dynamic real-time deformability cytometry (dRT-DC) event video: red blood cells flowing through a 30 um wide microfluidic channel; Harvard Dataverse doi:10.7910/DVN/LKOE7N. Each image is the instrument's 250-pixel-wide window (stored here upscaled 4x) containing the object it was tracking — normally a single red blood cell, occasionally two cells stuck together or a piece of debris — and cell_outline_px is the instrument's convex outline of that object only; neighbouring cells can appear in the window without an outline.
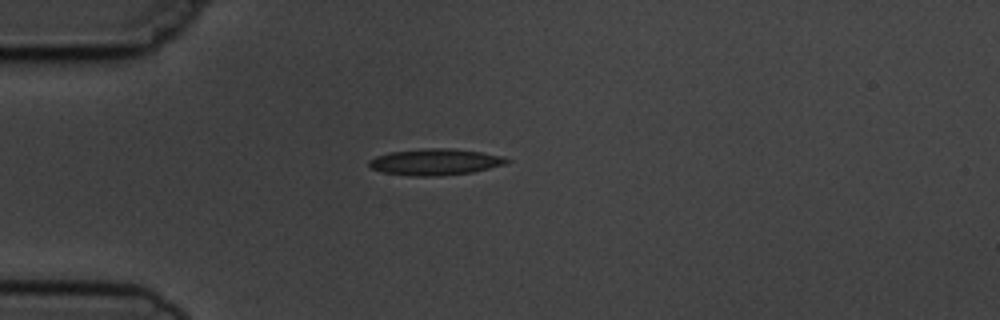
{"species": "common noctule bat (a hibernating species)", "species_latin": "Nyctalus noctula", "temperature_condition": "cold", "stored_images_in_passage": 4, "camera_frame_rate_fps": 3000, "um_per_image_px": 0.085, "animal": {"sex": "male", "body_mass_g": 19.5, "forearm_length_mm": 54.6}, "frame": {"image": 1, "passage_image": 1, "time_ms": 0.0, "image_size_px": [1000, 320], "cell_outline_px": [[512, 160], [504, 164], [472, 172], [440, 176], [416, 176], [384, 172], [372, 168], [368, 164], [368, 160], [376, 156], [388, 152], [424, 148], [452, 148], [480, 152], [500, 156]], "centroid_in_image_um": [36.96, 13.75], "position_along_channel_um": 48.0, "area_um2": 20.98}}
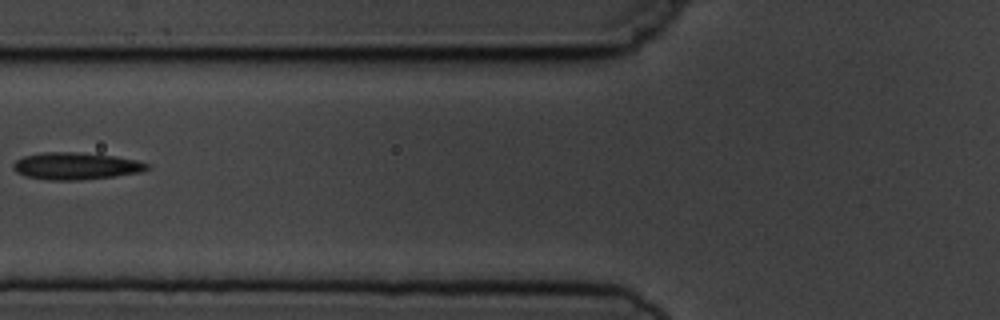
{"frame": {"image": 2, "passage_image": 3, "time_ms": 2.333, "image_size_px": [1000, 320], "cell_outline_px": [[148, 168], [140, 172], [116, 176], [80, 180], [52, 180], [24, 176], [16, 172], [12, 168], [12, 164], [16, 160], [24, 156], [40, 152], [76, 152], [116, 156], [136, 160], [148, 164]], "centroid_in_image_um": [6.41, 14.11], "position_along_channel_um": 119.4, "area_um2": 21.15}}
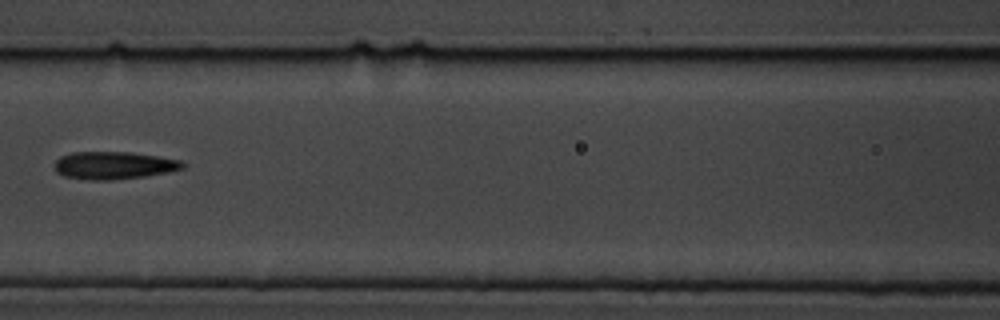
{"frame": {"image": 3, "passage_image": 4, "time_ms": 3.333, "image_size_px": [1000, 320], "cell_outline_px": [[184, 168], [168, 172], [144, 176], [108, 180], [88, 180], [64, 176], [56, 172], [56, 160], [60, 156], [72, 152], [132, 152], [180, 160], [184, 164]], "centroid_in_image_um": [9.65, 14.05], "position_along_channel_um": 156.9, "area_um2": 20.46}}